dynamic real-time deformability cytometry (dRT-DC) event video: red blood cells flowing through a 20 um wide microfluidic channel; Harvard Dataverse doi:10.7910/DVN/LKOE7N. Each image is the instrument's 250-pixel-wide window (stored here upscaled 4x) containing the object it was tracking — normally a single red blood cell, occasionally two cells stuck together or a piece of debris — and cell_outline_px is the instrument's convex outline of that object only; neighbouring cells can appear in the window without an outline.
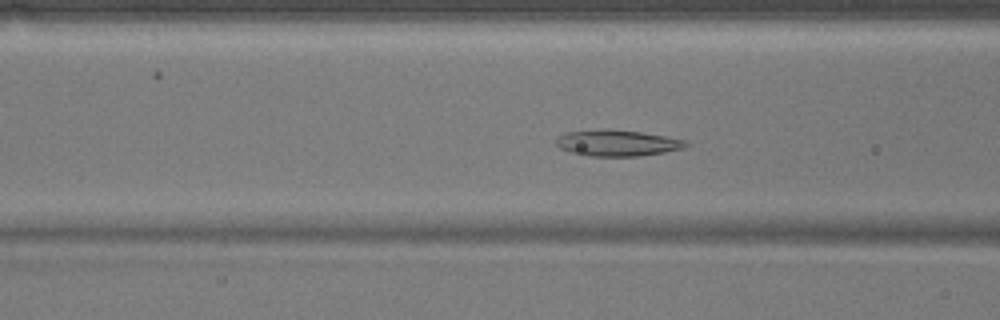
{"species": "common noctule bat (a hibernating species)", "species_latin": "Nyctalus noctula", "temperature_condition": "warm", "stored_images_in_passage": 53, "camera_frame_rate_fps": 3000, "um_per_image_px": 0.085, "animal": {"sex": "male", "body_mass_g": 17.9}, "frame": {"image": 1, "passage_image": 20, "time_ms": 6.333, "image_size_px": [1000, 320], "cell_outline_px": [[688, 144], [680, 148], [664, 152], [640, 156], [588, 156], [572, 152], [560, 148], [556, 144], [556, 140], [560, 136], [568, 132], [640, 132], [664, 136], [684, 140]], "centroid_in_image_um": [52.49, 12.21], "position_along_channel_um": 114.1, "area_um2": 18.44}}
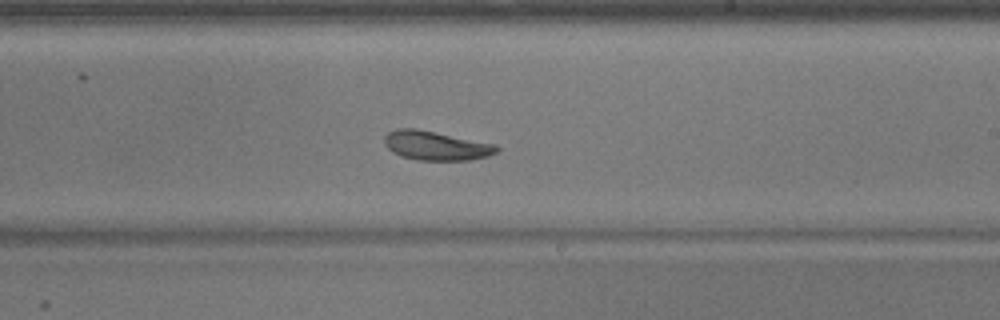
{"frame": {"image": 2, "passage_image": 31, "time_ms": 10.0, "image_size_px": [1000, 320], "cell_outline_px": [[500, 148], [496, 152], [488, 156], [472, 160], [420, 160], [400, 156], [392, 152], [384, 144], [384, 136], [388, 132], [396, 128], [416, 128], [496, 144]], "centroid_in_image_um": [37.04, 12.37], "position_along_channel_um": 252.0, "area_um2": 19.19}}
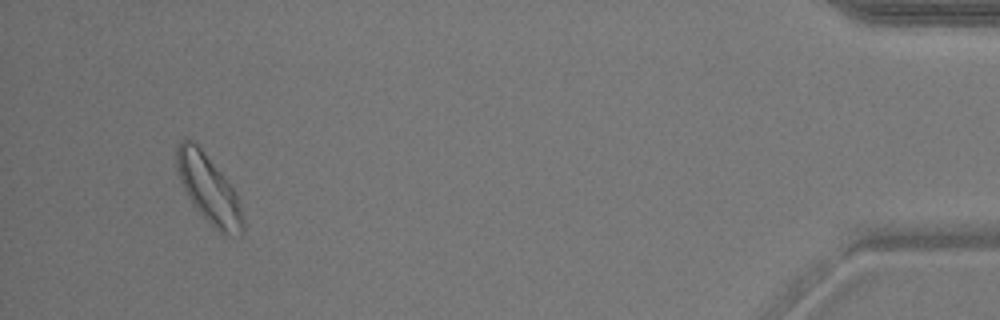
{"frame": {"image": 3, "passage_image": 50, "time_ms": 16.333, "image_size_px": [1000, 320], "cell_outline_px": [[244, 232], [240, 236], [228, 236], [220, 232], [192, 204], [180, 180], [176, 168], [176, 144], [180, 140], [188, 136], [200, 148], [236, 192], [240, 204], [244, 220]], "centroid_in_image_um": [17.74, 16.07], "position_along_channel_um": 417.5, "area_um2": 26.07}, "authors_computed_cell_mechanics": {"area_um2": 21.3282, "velocity_mm_per_s": 3.758, "shape_relaxation_time_tau1_ms": 5.4341, "shape_relaxation_time_tau2_ms": null, "deformation_change_tau1": 0.1112, "deformation_change_tau2": null}}